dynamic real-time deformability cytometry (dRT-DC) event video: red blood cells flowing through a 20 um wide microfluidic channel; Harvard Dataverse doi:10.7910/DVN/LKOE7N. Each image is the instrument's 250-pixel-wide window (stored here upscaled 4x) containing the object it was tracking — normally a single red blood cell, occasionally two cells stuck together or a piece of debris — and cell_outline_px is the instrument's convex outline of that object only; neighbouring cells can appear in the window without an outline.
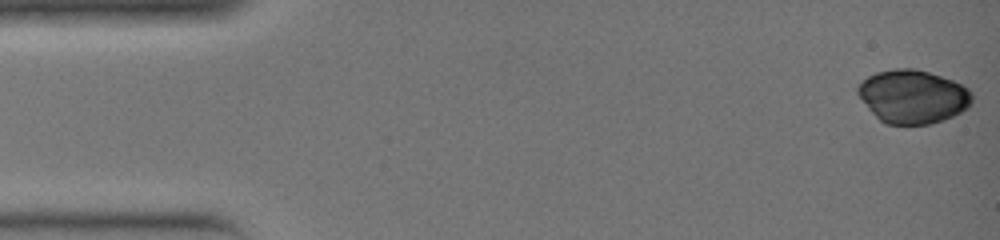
{"species": "common noctule bat (a hibernating species)", "species_latin": "Nyctalus noctula", "temperature_condition": "warm", "stored_images_in_passage": 36, "camera_frame_rate_fps": 3000, "um_per_image_px": 0.085, "animal": {"sex": "female", "body_mass_g": 19.0, "forearm_length_mm": 51.5}, "frame": {"image": 1, "passage_image": 1, "time_ms": 0.0, "image_size_px": [1000, 240], "cell_outline_px": [[972, 104], [968, 108], [944, 120], [928, 124], [884, 124], [868, 108], [856, 92], [856, 88], [868, 76], [876, 72], [896, 68], [916, 68], [952, 80], [968, 88], [972, 92]], "centroid_in_image_um": [77.6, 8.2], "position_along_channel_um": 7.4, "area_um2": 35.55}}